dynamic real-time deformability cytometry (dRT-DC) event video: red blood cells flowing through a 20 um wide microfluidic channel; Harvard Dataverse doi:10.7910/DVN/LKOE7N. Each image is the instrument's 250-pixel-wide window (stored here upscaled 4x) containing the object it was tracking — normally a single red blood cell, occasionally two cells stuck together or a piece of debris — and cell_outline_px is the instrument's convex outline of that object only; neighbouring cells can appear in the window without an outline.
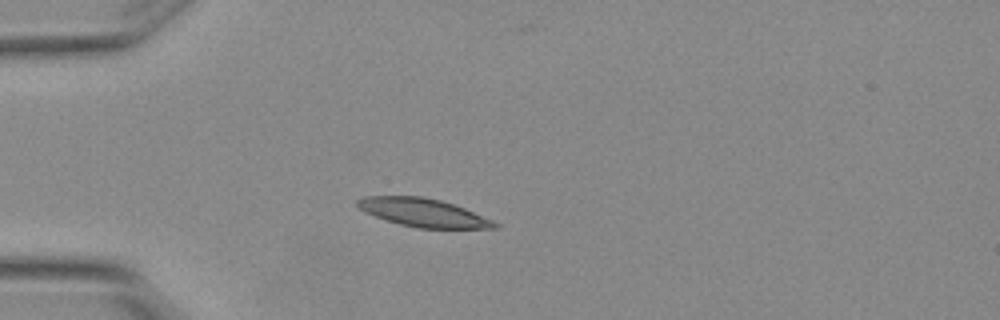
{"species": "Egyptian fruit bat (a non-hibernating species)", "species_latin": "Rousettus aegyptiacus", "temperature_condition": "warm", "stored_images_in_passage": 1, "camera_frame_rate_fps": 3000, "um_per_image_px": 0.085, "animal": {"sex": "female"}, "frame": {"image": 1, "passage_image": 1, "time_ms": 0.0, "image_size_px": [1000, 320], "cell_outline_px": [[500, 228], [416, 228], [400, 224], [364, 212], [356, 204], [356, 200], [364, 196], [420, 196], [440, 200], [464, 208], [492, 220], [500, 224]], "centroid_in_image_um": [35.98, 18.07], "position_along_channel_um": 49.0, "area_um2": 22.37}}